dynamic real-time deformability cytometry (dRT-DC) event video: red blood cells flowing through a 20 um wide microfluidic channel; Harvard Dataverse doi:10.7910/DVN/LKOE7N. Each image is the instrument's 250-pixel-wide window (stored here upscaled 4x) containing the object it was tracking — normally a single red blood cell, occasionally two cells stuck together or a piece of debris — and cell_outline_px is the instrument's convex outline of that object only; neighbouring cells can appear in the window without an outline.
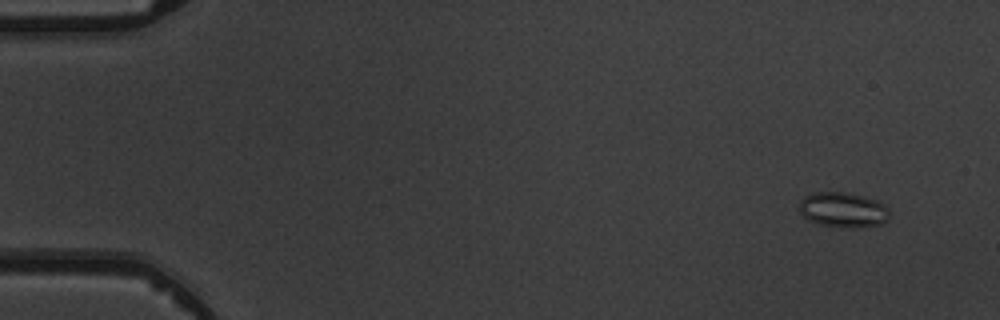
{"species": "common noctule bat (a hibernating species)", "species_latin": "Nyctalus noctula", "temperature_condition": "warm", "stored_images_in_passage": 7, "camera_frame_rate_fps": 3000, "um_per_image_px": 0.085, "animal": {"sex": "male", "body_mass_g": 19.5, "forearm_length_mm": 54.6}, "frame": {"image": 1, "passage_image": 2, "time_ms": 1.333, "image_size_px": [1000, 320], "cell_outline_px": [[888, 220], [880, 224], [860, 228], [840, 228], [820, 224], [808, 220], [800, 212], [800, 200], [804, 196], [812, 192], [844, 192], [864, 196], [876, 200], [884, 204], [888, 208]], "centroid_in_image_um": [71.66, 17.84], "position_along_channel_um": 13.3, "area_um2": 18.67}}
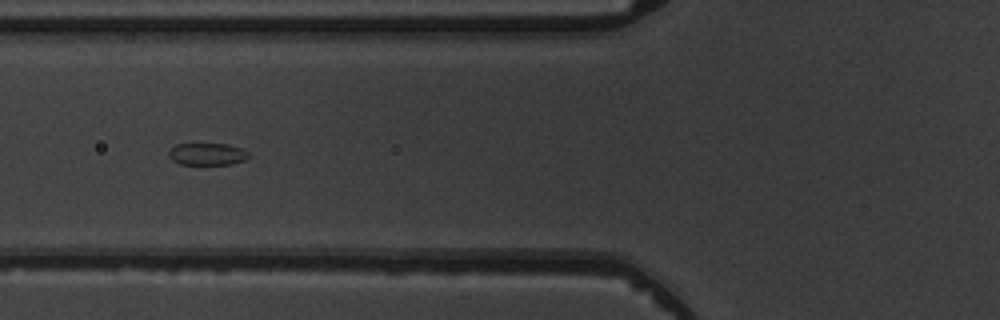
{"frame": {"image": 2, "passage_image": 7, "time_ms": 7.0, "image_size_px": [1000, 320], "cell_outline_px": [[252, 156], [248, 160], [232, 164], [180, 164], [172, 160], [168, 156], [168, 152], [176, 144], [228, 144], [240, 148], [248, 152]], "centroid_in_image_um": [17.67, 13.1], "position_along_channel_um": 108.1, "area_um2": 10.4}}